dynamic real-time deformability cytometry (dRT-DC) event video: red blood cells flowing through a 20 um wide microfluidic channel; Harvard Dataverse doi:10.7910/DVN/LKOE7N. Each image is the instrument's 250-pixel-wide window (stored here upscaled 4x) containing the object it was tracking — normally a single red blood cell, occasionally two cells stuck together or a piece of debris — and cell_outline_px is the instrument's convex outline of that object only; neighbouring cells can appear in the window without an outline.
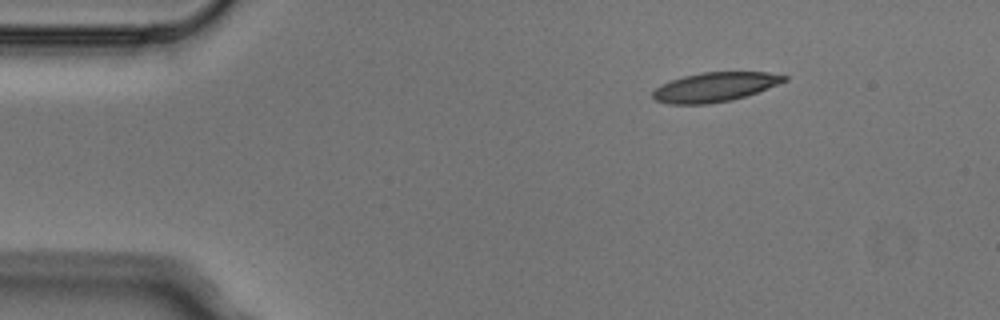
{"species": "Egyptian fruit bat (a non-hibernating species)", "species_latin": "Rousettus aegyptiacus", "temperature_condition": "cold", "stored_images_in_passage": 3, "camera_frame_rate_fps": 3000, "um_per_image_px": 0.085, "animal": {"sex": "male"}, "frame": {"image": 1, "passage_image": 1, "time_ms": 0.0, "image_size_px": [1000, 320], "cell_outline_px": [[788, 80], [756, 92], [732, 100], [708, 104], [668, 104], [656, 100], [652, 96], [652, 92], [660, 84], [684, 76], [700, 72], [768, 72], [788, 76]], "centroid_in_image_um": [60.74, 7.39], "position_along_channel_um": 24.3, "area_um2": 22.37}}